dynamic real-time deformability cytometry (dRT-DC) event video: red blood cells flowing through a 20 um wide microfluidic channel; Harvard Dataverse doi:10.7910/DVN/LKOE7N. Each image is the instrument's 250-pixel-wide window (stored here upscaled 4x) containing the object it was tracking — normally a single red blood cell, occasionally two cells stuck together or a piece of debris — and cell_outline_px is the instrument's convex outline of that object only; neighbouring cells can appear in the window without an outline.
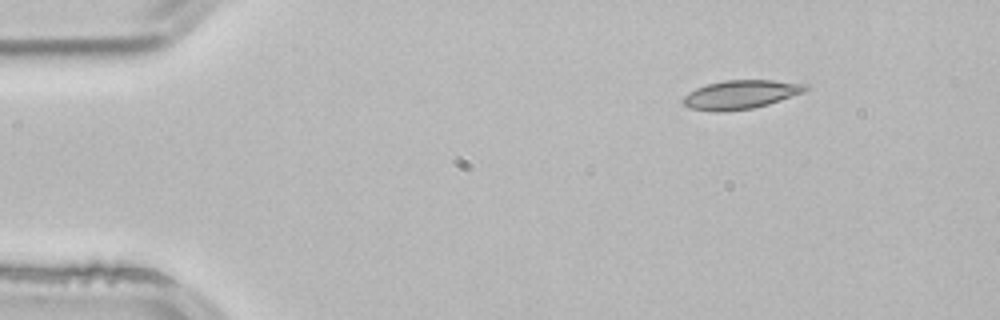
{"species": "common noctule bat (a hibernating species)", "species_latin": "Nyctalus noctula", "temperature_condition": "room temperature", "stored_images_in_passage": 4, "segment_of_instrument_passage": [2, 2], "camera_frame_rate_fps": 3000, "um_per_image_px": 0.085, "animal": {"sex": "male", "body_mass_g": 21.5, "forearm_length_mm": 52.0}, "frame": {"image": 1, "passage_image": 4, "time_ms": 1.0, "image_size_px": [1000, 320], "cell_outline_px": [[808, 88], [804, 92], [768, 104], [752, 108], [720, 112], [712, 112], [688, 108], [680, 100], [684, 96], [696, 88], [708, 84], [724, 80], [772, 80], [808, 84]], "centroid_in_image_um": [62.92, 8.04], "position_along_channel_um": 22.1, "area_um2": 20.52}}